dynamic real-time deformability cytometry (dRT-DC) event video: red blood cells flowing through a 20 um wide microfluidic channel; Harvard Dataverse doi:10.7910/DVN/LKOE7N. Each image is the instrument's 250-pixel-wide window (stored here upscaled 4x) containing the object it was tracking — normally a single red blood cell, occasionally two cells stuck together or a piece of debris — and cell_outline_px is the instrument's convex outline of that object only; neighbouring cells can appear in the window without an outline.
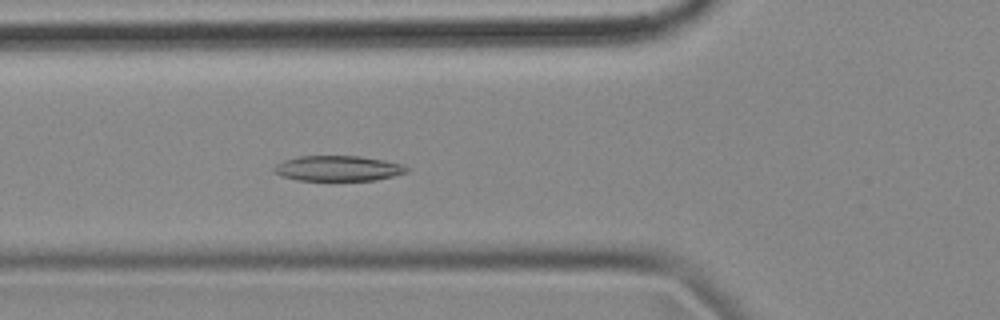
{"species": "common noctule bat (a hibernating species)", "species_latin": "Nyctalus noctula", "temperature_condition": "cold", "stored_images_in_passage": 53, "camera_frame_rate_fps": 3000, "um_per_image_px": 0.085, "animal": {"sex": "female", "body_mass_g": 18.4}, "frame": {"image": 1, "passage_image": 17, "time_ms": 5.333, "image_size_px": [1000, 320], "cell_outline_px": [[408, 172], [376, 180], [296, 180], [280, 176], [272, 172], [272, 168], [276, 164], [284, 160], [300, 156], [360, 156], [384, 160], [400, 164], [408, 168]], "centroid_in_image_um": [28.67, 14.31], "position_along_channel_um": 97.1, "area_um2": 19.59}}
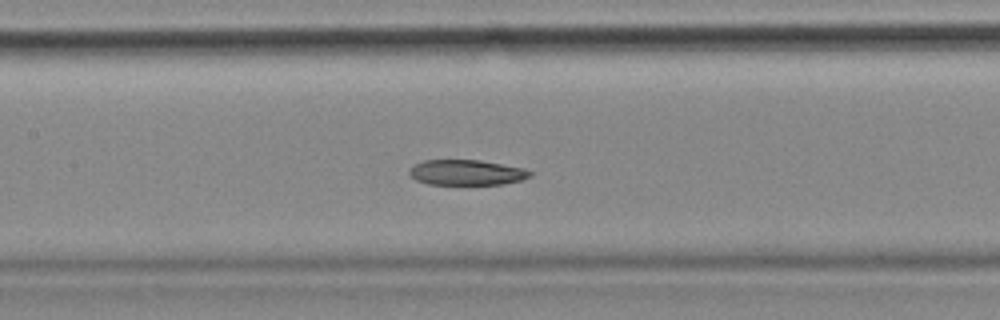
{"frame": {"image": 2, "passage_image": 23, "time_ms": 7.333, "image_size_px": [1000, 320], "cell_outline_px": [[532, 176], [520, 180], [504, 184], [428, 184], [416, 180], [408, 172], [408, 168], [424, 160], [480, 160], [524, 168], [532, 172]], "centroid_in_image_um": [39.66, 14.66], "position_along_channel_um": 167.7, "area_um2": 17.8}}
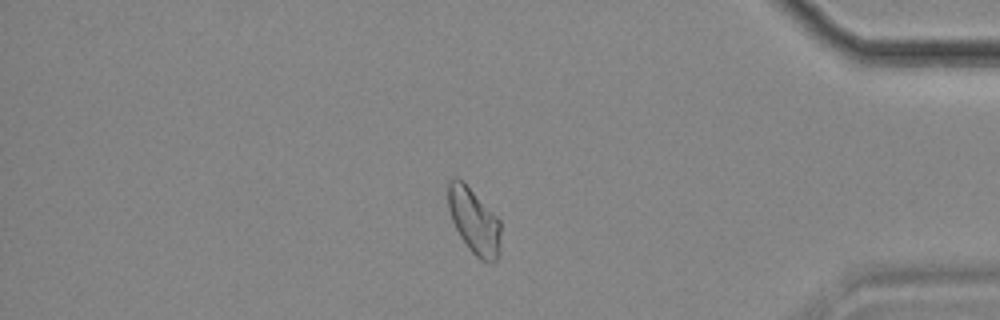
{"frame": {"image": 3, "passage_image": 45, "time_ms": 14.667, "image_size_px": [1000, 320], "cell_outline_px": [[500, 244], [496, 260], [480, 260], [468, 248], [460, 236], [452, 220], [448, 208], [448, 184], [456, 176], [464, 180], [500, 220]], "centroid_in_image_um": [40.28, 18.74], "position_along_channel_um": 394.9, "area_um2": 20.0}, "authors_computed_cell_mechanics": {"area_um2": 20.23, "velocity_mm_per_s": 3.5251, "shape_relaxation_time_tau1_ms": 7.1022, "shape_relaxation_time_tau2_ms": 4.11, "deformation_change_tau1": 0.1531, "deformation_change_tau2": 0.0943}}